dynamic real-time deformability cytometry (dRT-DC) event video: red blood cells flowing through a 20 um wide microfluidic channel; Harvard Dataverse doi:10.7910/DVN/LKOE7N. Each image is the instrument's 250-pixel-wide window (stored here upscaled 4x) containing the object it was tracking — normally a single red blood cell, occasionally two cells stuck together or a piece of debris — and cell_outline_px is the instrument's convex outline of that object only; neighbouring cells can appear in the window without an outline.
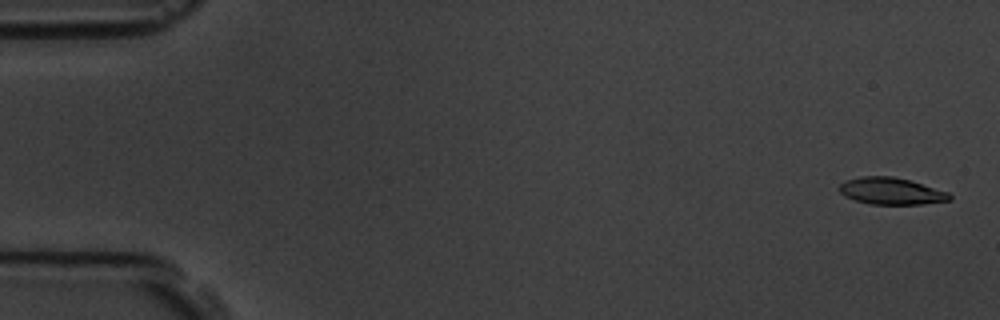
{"species": "common noctule bat (a hibernating species)", "species_latin": "Nyctalus noctula", "temperature_condition": "room temperature", "stored_images_in_passage": 5, "camera_frame_rate_fps": 3000, "um_per_image_px": 0.085, "animal": {"sex": "male", "body_mass_g": 19.5, "forearm_length_mm": 54.6}, "frame": {"image": 1, "passage_image": 1, "time_ms": 0.0, "image_size_px": [1000, 320], "cell_outline_px": [[952, 200], [920, 204], [868, 204], [844, 196], [836, 188], [844, 180], [860, 176], [892, 176], [908, 180], [948, 192], [952, 196]], "centroid_in_image_um": [75.69, 16.24], "position_along_channel_um": 9.3, "area_um2": 17.28}}
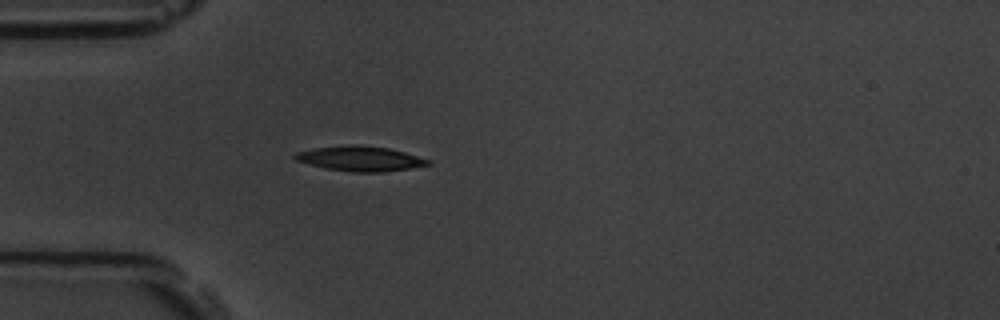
{"frame": {"image": 2, "passage_image": 5, "time_ms": 4.667, "image_size_px": [1000, 320], "cell_outline_px": [[432, 164], [384, 172], [352, 172], [324, 168], [308, 164], [296, 160], [292, 156], [296, 152], [312, 148], [348, 144], [356, 144], [388, 148], [404, 152], [432, 160]], "centroid_in_image_um": [30.59, 13.47], "position_along_channel_um": 54.4, "area_um2": 19.48}}